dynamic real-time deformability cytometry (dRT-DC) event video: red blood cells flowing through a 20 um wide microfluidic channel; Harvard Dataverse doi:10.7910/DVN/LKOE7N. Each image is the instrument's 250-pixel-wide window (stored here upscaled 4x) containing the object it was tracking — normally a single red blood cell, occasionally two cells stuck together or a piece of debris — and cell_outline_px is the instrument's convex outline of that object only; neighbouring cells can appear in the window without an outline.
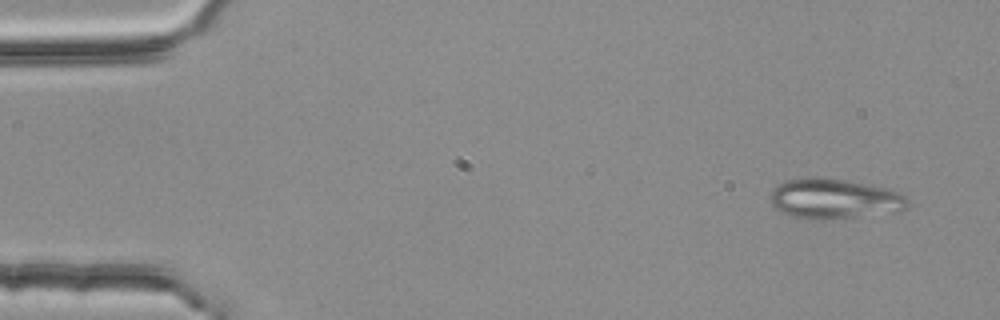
{"species": "common noctule bat (a hibernating species)", "species_latin": "Nyctalus noctula", "temperature_condition": "room temperature", "stored_images_in_passage": 4, "camera_frame_rate_fps": 3000, "um_per_image_px": 0.085, "animal": {"sex": "female", "body_mass_g": 25.1}, "frame": {"image": 1, "passage_image": 1, "time_ms": 0.0, "image_size_px": [1000, 320], "cell_outline_px": [[908, 208], [900, 212], [832, 220], [808, 220], [788, 216], [780, 212], [772, 204], [772, 188], [784, 180], [800, 176], [820, 176], [844, 180], [888, 188], [908, 196]], "centroid_in_image_um": [70.92, 16.91], "position_along_channel_um": 14.1, "area_um2": 33.23}}